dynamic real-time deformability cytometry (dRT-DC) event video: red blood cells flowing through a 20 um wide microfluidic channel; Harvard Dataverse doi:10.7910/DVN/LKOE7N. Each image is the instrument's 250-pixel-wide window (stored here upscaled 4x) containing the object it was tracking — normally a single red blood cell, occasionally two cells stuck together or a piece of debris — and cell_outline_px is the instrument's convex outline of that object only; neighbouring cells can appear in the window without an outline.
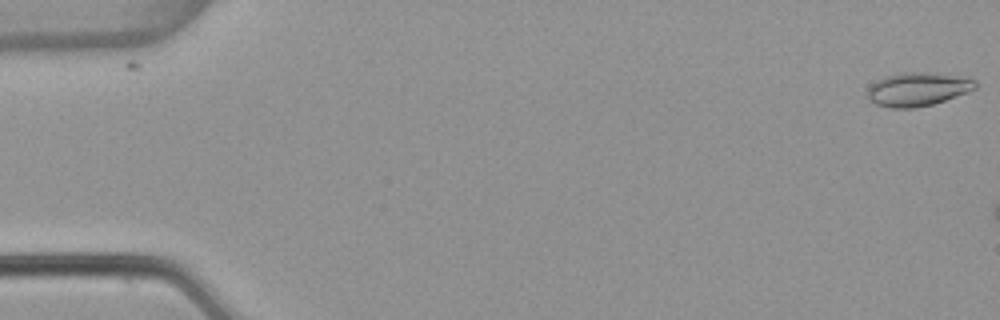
{"species": "common noctule bat (a hibernating species)", "species_latin": "Nyctalus noctula", "temperature_condition": "warm", "stored_images_in_passage": 7, "camera_frame_rate_fps": 3000, "um_per_image_px": 0.085, "animal": {"sex": "female", "body_mass_g": 22.7, "forearm_length_mm": 54.2}, "frame": {"image": 1, "passage_image": 1, "time_ms": 0.0, "image_size_px": [1000, 320], "cell_outline_px": [[976, 88], [968, 92], [932, 104], [916, 108], [892, 108], [876, 104], [868, 100], [868, 88], [876, 80], [884, 76], [904, 72], [928, 72], [968, 76], [976, 80]], "centroid_in_image_um": [78.03, 7.56], "position_along_channel_um": 7.0, "area_um2": 21.39}}